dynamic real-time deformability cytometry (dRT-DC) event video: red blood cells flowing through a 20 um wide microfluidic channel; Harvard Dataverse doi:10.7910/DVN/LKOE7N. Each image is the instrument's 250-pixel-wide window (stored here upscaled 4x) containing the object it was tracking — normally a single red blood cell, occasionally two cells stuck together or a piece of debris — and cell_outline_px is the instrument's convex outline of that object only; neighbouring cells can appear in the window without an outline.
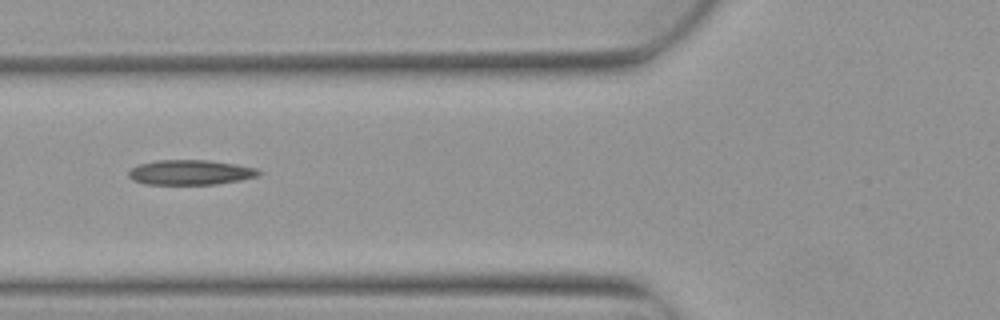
{"species": "Egyptian fruit bat (a non-hibernating species)", "species_latin": "Rousettus aegyptiacus", "temperature_condition": "warm", "stored_images_in_passage": 2, "camera_frame_rate_fps": 3000, "um_per_image_px": 0.085, "animal": {"sex": "female"}, "frame": {"image": 1, "passage_image": 2, "time_ms": 0.333, "image_size_px": [1000, 320], "cell_outline_px": [[260, 172], [256, 176], [240, 180], [216, 184], [144, 184], [132, 180], [128, 176], [128, 172], [132, 168], [140, 164], [156, 160], [208, 160], [236, 164], [256, 168]], "centroid_in_image_um": [16.14, 14.65], "position_along_channel_um": 109.7, "area_um2": 18.79}}